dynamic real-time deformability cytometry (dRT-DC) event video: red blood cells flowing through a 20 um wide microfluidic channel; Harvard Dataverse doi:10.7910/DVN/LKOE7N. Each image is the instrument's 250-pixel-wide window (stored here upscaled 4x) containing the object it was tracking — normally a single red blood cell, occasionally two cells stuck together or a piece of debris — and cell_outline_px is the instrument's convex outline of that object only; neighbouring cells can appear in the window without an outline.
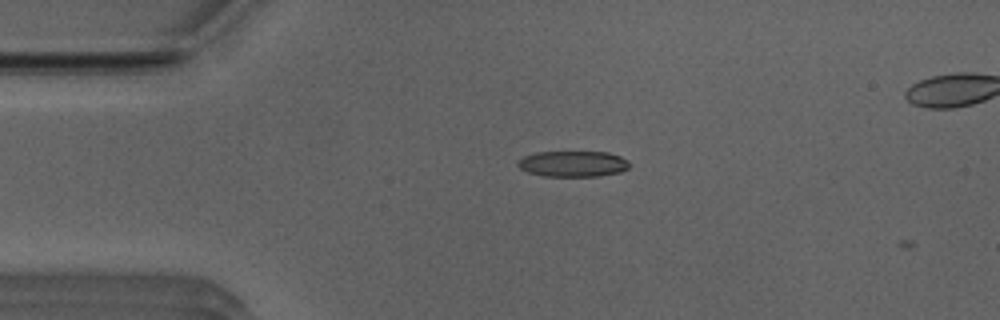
{"species": "Egyptian fruit bat (a non-hibernating species)", "species_latin": "Rousettus aegyptiacus", "temperature_condition": "room temperature", "stored_images_in_passage": 16, "camera_frame_rate_fps": 3000, "um_per_image_px": 0.085, "animal": {"sex": "male"}, "frame": {"image": 1, "passage_image": 11, "time_ms": 3.333, "image_size_px": [1000, 320], "cell_outline_px": [[628, 168], [620, 172], [596, 176], [544, 176], [528, 172], [520, 168], [516, 164], [524, 156], [536, 152], [608, 152], [620, 156], [628, 160]], "centroid_in_image_um": [48.7, 13.92], "position_along_channel_um": 36.3, "area_um2": 16.7}}